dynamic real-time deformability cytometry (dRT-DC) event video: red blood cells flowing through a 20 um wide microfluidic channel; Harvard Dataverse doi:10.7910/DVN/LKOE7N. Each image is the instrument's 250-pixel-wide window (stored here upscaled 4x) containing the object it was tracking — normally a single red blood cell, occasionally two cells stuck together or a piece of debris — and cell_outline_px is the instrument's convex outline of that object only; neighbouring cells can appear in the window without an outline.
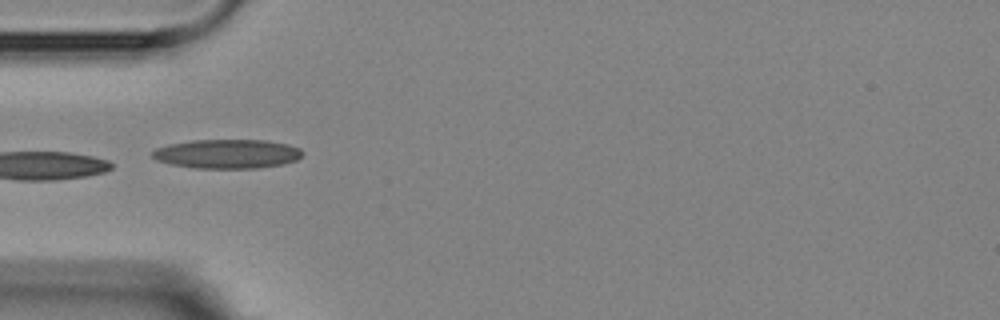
{"species": "Egyptian fruit bat (a non-hibernating species)", "species_latin": "Rousettus aegyptiacus", "temperature_condition": "room temperature", "stored_images_in_passage": 5, "camera_frame_rate_fps": 3000, "um_per_image_px": 0.085, "animal": {"sex": "female"}, "frame": {"image": 1, "passage_image": 5, "time_ms": 4.667, "image_size_px": [1000, 320], "cell_outline_px": [[304, 152], [296, 160], [284, 164], [256, 168], [196, 168], [172, 164], [156, 160], [152, 156], [152, 152], [156, 148], [168, 144], [192, 140], [264, 140], [288, 144], [300, 148]], "centroid_in_image_um": [19.32, 13.07], "position_along_channel_um": 65.7, "area_um2": 25.49}}